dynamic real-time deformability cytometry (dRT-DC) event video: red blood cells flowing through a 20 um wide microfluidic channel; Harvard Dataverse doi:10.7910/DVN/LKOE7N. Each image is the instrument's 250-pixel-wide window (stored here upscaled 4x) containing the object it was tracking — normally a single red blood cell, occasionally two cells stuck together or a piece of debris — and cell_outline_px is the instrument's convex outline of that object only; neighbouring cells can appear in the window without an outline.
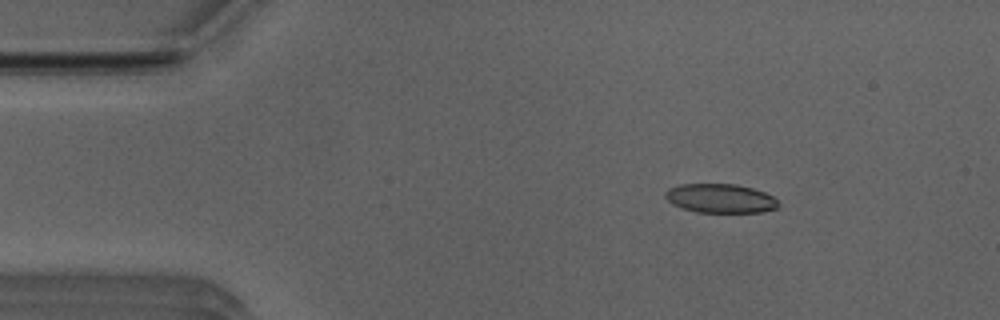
{"species": "Egyptian fruit bat (a non-hibernating species)", "species_latin": "Rousettus aegyptiacus", "temperature_condition": "room temperature", "stored_images_in_passage": 15, "camera_frame_rate_fps": 3000, "um_per_image_px": 0.085, "animal": {"sex": "male"}, "frame": {"image": 1, "passage_image": 7, "time_ms": 2.0, "image_size_px": [1000, 320], "cell_outline_px": [[780, 204], [776, 208], [760, 212], [696, 212], [680, 208], [672, 204], [664, 196], [664, 192], [668, 188], [680, 184], [736, 184], [752, 188], [764, 192], [772, 196]], "centroid_in_image_um": [61.18, 16.86], "position_along_channel_um": 23.8, "area_um2": 19.19}}